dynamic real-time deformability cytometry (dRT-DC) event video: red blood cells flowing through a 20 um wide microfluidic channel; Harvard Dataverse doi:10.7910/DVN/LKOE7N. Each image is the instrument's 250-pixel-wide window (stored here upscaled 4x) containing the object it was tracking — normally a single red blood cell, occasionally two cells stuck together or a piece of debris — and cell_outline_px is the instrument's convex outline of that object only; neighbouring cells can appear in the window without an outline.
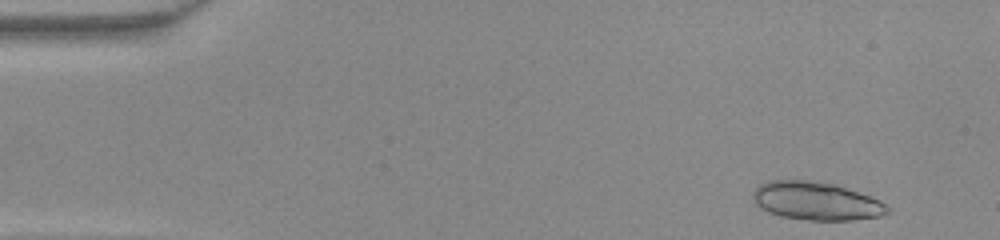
{"species": "common noctule bat (a hibernating species)", "species_latin": "Nyctalus noctula", "temperature_condition": "warm", "stored_images_in_passage": 46, "segment_of_instrument_passage": [1, 2], "camera_frame_rate_fps": 3000, "um_per_image_px": 0.085, "animal": {"sex": "female", "body_mass_g": 22.0, "forearm_length_mm": 56.7}, "frame": {"image": 1, "passage_image": 2, "time_ms": 0.333, "image_size_px": [1000, 240], "cell_outline_px": [[888, 212], [880, 216], [852, 220], [808, 220], [780, 216], [768, 212], [760, 208], [752, 200], [752, 192], [760, 184], [772, 180], [808, 180], [836, 184], [880, 200], [888, 208]], "centroid_in_image_um": [69.33, 17.08], "position_along_channel_um": 15.7, "area_um2": 29.88}}